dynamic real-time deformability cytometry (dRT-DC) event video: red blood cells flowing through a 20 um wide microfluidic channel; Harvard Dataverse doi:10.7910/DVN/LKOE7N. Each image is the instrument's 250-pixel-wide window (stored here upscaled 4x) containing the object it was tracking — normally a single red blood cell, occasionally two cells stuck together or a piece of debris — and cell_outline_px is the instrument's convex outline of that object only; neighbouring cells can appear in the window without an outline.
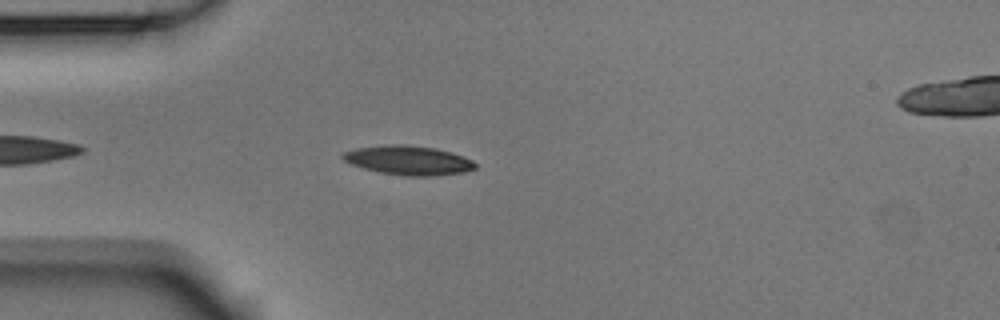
{"species": "Egyptian fruit bat (a non-hibernating species)", "species_latin": "Rousettus aegyptiacus", "temperature_condition": "room temperature", "stored_images_in_passage": 3, "camera_frame_rate_fps": 3000, "um_per_image_px": 0.085, "animal": {"sex": "male"}, "frame": {"image": 1, "passage_image": 3, "time_ms": 0.667, "image_size_px": [1000, 320], "cell_outline_px": [[476, 168], [464, 172], [432, 176], [408, 176], [380, 172], [364, 168], [352, 164], [344, 160], [340, 156], [344, 152], [356, 148], [384, 144], [404, 144], [436, 148], [452, 152], [472, 160], [476, 164]], "centroid_in_image_um": [34.72, 13.61], "position_along_channel_um": 50.3, "area_um2": 22.54}}